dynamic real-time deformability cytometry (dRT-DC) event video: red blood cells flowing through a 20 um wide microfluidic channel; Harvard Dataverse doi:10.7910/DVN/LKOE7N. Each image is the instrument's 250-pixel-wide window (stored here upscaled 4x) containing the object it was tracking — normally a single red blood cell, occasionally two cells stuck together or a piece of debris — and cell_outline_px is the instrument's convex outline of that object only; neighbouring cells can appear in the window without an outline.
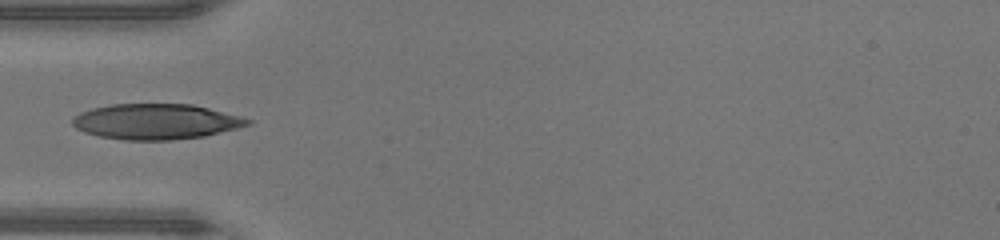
{"species": "human", "species_latin": "Homo sapiens", "temperature_condition": "warm", "stored_images_in_passage": 16, "camera_frame_rate_fps": 3000, "um_per_image_px": 0.085, "donor": {"sex": "male"}, "frame": {"image": 1, "passage_image": 6, "time_ms": 1.667, "image_size_px": [1000, 240], "cell_outline_px": [[252, 124], [204, 136], [172, 140], [124, 140], [100, 136], [84, 132], [76, 128], [72, 124], [72, 120], [80, 112], [92, 108], [112, 104], [192, 104], [240, 116], [252, 120]], "centroid_in_image_um": [13.25, 10.33], "position_along_channel_um": 71.8, "area_um2": 36.07}}
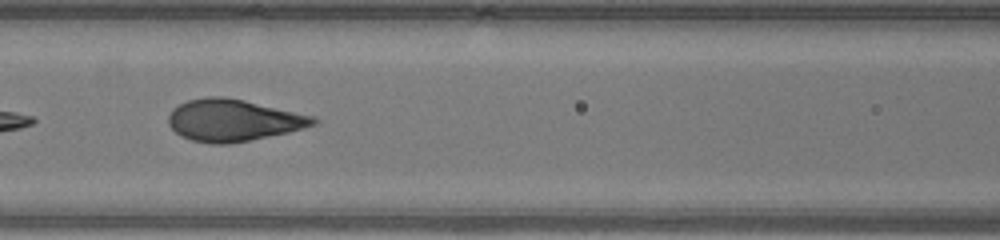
{"frame": {"image": 2, "passage_image": 11, "time_ms": 3.333, "image_size_px": [1000, 240], "cell_outline_px": [[320, 120], [316, 124], [304, 128], [288, 132], [228, 144], [212, 144], [192, 140], [180, 136], [168, 124], [168, 116], [172, 108], [188, 100], [208, 96], [224, 96], [244, 100], [316, 116]], "centroid_in_image_um": [19.83, 10.21], "position_along_channel_um": 146.8, "area_um2": 35.43}}
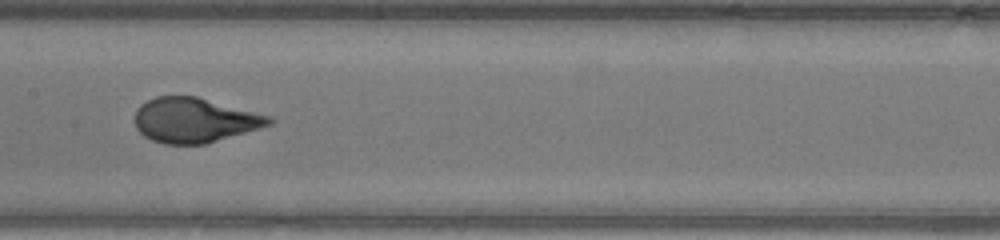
{"frame": {"image": 3, "passage_image": 14, "time_ms": 4.333, "image_size_px": [1000, 240], "cell_outline_px": [[272, 124], [260, 128], [204, 144], [164, 144], [152, 140], [144, 136], [136, 128], [136, 108], [140, 104], [156, 96], [196, 96], [272, 116]], "centroid_in_image_um": [16.53, 10.21], "position_along_channel_um": 190.9, "area_um2": 34.91}}